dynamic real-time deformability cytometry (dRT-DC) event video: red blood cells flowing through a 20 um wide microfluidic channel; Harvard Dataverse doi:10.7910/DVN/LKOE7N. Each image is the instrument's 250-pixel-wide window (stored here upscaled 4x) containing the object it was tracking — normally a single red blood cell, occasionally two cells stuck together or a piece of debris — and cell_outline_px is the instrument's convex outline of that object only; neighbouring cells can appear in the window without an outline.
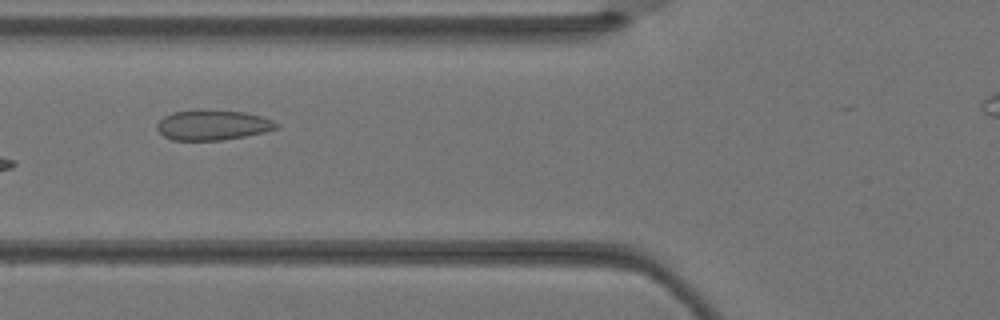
{"species": "Egyptian fruit bat (a non-hibernating species)", "species_latin": "Rousettus aegyptiacus", "temperature_condition": "warm", "stored_images_in_passage": 5, "camera_frame_rate_fps": 3000, "um_per_image_px": 0.085, "animal": {"sex": "female"}, "frame": {"image": 1, "passage_image": 4, "time_ms": 1.0, "image_size_px": [1000, 320], "cell_outline_px": [[280, 128], [264, 132], [244, 136], [220, 140], [172, 140], [164, 136], [156, 128], [156, 124], [164, 116], [172, 112], [196, 108], [200, 108], [244, 112], [260, 116], [272, 120], [280, 124]], "centroid_in_image_um": [18.06, 10.6], "position_along_channel_um": 107.7, "area_um2": 21.33}}